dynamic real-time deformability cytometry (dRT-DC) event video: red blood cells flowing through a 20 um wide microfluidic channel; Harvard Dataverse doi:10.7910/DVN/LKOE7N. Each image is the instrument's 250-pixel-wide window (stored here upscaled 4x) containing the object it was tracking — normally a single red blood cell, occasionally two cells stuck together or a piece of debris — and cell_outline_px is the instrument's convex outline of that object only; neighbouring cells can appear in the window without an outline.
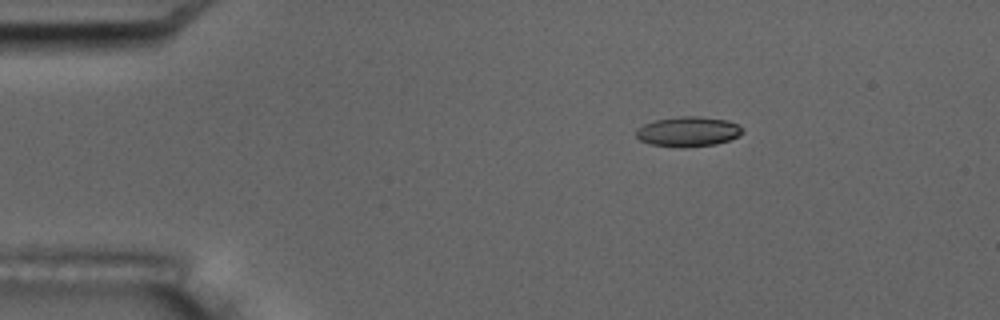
{"species": "common noctule bat (a hibernating species)", "species_latin": "Nyctalus noctula", "temperature_condition": "room temperature", "stored_images_in_passage": 5, "camera_frame_rate_fps": 3000, "um_per_image_px": 0.085, "animal": {"sex": "male", "body_mass_g": 17.5, "forearm_length_mm": 52.3}, "frame": {"image": 1, "passage_image": 3, "time_ms": 2.333, "image_size_px": [1000, 320], "cell_outline_px": [[744, 132], [740, 136], [716, 144], [684, 148], [680, 148], [648, 144], [640, 140], [636, 136], [636, 128], [644, 124], [656, 120], [680, 116], [700, 116], [724, 120], [736, 124], [744, 128]], "centroid_in_image_um": [58.48, 11.2], "position_along_channel_um": 26.5, "area_um2": 18.73}}